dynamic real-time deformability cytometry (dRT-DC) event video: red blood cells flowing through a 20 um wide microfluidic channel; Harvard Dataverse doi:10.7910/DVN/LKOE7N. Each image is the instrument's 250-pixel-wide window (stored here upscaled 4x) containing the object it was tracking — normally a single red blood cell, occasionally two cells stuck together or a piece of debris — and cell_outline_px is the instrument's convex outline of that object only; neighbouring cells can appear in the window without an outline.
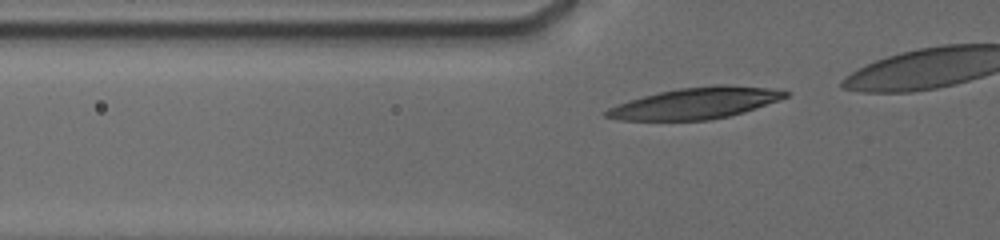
{"species": "human", "species_latin": "Homo sapiens", "temperature_condition": "cold", "stored_images_in_passage": 9, "camera_frame_rate_fps": 3000, "um_per_image_px": 0.085, "donor": {"sex": "male"}, "frame": {"image": 1, "passage_image": 4, "time_ms": 1.0, "image_size_px": [1000, 240], "cell_outline_px": [[792, 92], [788, 96], [756, 108], [744, 112], [712, 120], [620, 120], [604, 116], [604, 112], [608, 108], [616, 104], [628, 100], [660, 92], [680, 88], [712, 84], [724, 84], [776, 88]], "centroid_in_image_um": [59.16, 8.76], "position_along_channel_um": 66.6, "area_um2": 32.83}}
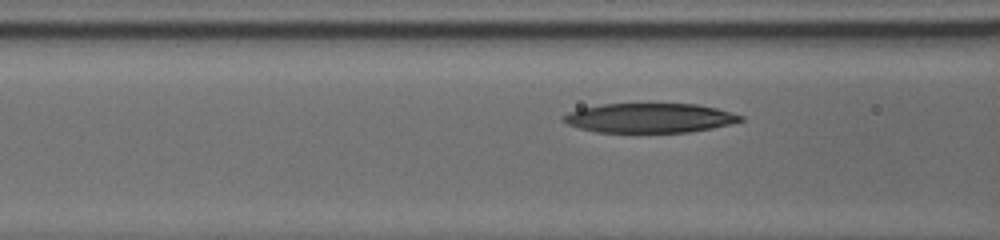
{"frame": {"image": 2, "passage_image": 7, "time_ms": 2.333, "image_size_px": [1000, 240], "cell_outline_px": [[744, 120], [712, 128], [688, 132], [596, 132], [580, 128], [568, 124], [560, 120], [560, 116], [568, 112], [580, 108], [604, 104], [696, 104], [716, 108], [744, 116]], "centroid_in_image_um": [55.17, 10.03], "position_along_channel_um": 111.4, "area_um2": 30.35}}